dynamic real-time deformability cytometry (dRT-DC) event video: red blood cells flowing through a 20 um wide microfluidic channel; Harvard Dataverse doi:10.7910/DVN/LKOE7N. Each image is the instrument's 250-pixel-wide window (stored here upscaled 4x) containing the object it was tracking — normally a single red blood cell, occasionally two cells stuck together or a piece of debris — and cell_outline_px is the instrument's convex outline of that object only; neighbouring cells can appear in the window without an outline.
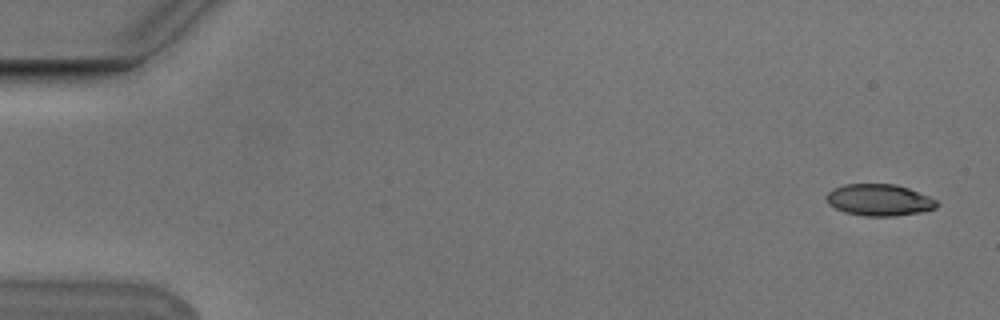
{"species": "Egyptian fruit bat (a non-hibernating species)", "species_latin": "Rousettus aegyptiacus", "temperature_condition": "cold", "stored_images_in_passage": 6, "camera_frame_rate_fps": 3000, "um_per_image_px": 0.085, "animal": {"sex": "male"}, "frame": {"image": 1, "passage_image": 1, "time_ms": 0.0, "image_size_px": [1000, 320], "cell_outline_px": [[940, 204], [936, 208], [920, 212], [896, 216], [864, 216], [844, 212], [828, 204], [824, 196], [832, 188], [844, 184], [896, 184], [908, 188], [928, 196], [936, 200]], "centroid_in_image_um": [74.7, 17.0], "position_along_channel_um": 10.3, "area_um2": 20.52}}
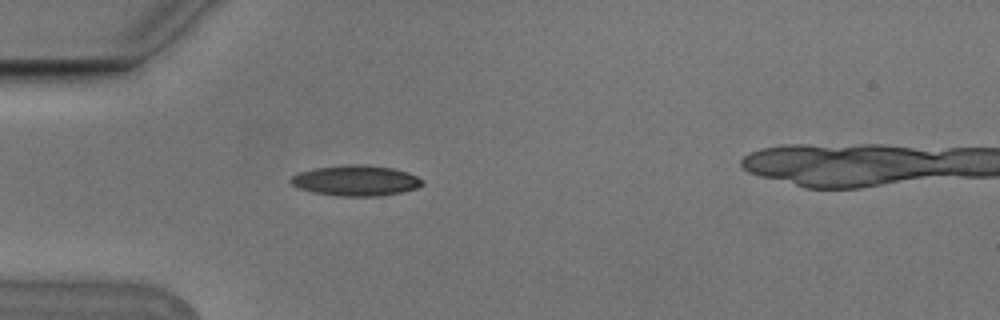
{"frame": {"image": 2, "passage_image": 5, "time_ms": 1.333, "image_size_px": [1000, 320], "cell_outline_px": [[424, 184], [416, 188], [400, 192], [380, 196], [340, 196], [312, 192], [300, 188], [292, 184], [288, 180], [292, 176], [300, 172], [316, 168], [344, 164], [368, 164], [392, 168], [408, 172], [424, 180]], "centroid_in_image_um": [30.26, 15.34], "position_along_channel_um": 54.7, "area_um2": 23.47}}